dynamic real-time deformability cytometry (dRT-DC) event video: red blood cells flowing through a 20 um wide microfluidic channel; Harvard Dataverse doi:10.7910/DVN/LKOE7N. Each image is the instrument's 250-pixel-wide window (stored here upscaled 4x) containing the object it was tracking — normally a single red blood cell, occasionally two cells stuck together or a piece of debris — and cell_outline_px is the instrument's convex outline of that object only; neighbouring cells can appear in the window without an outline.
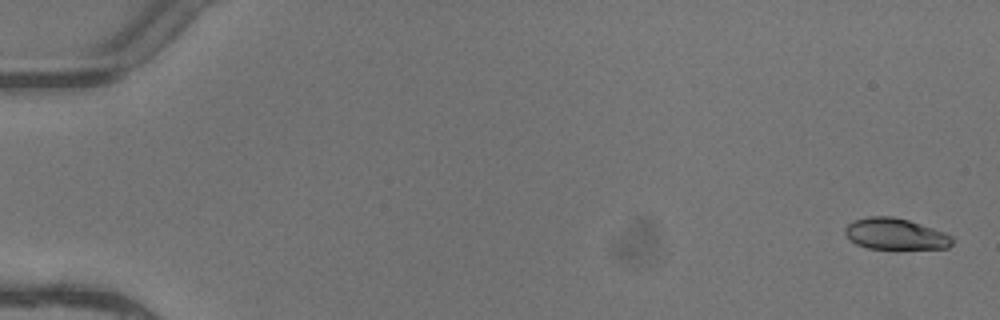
{"species": "common noctule bat (a hibernating species)", "species_latin": "Nyctalus noctula", "temperature_condition": "warm", "stored_images_in_passage": 5, "camera_frame_rate_fps": 3000, "um_per_image_px": 0.085, "animal": {"sex": "female"}, "frame": {"image": 1, "passage_image": 1, "time_ms": 0.0, "image_size_px": [1000, 320], "cell_outline_px": [[952, 244], [948, 248], [868, 248], [856, 244], [844, 232], [844, 228], [852, 220], [868, 216], [892, 216], [908, 220], [944, 232], [952, 236]], "centroid_in_image_um": [76.08, 19.87], "position_along_channel_um": 8.9, "area_um2": 19.31}}
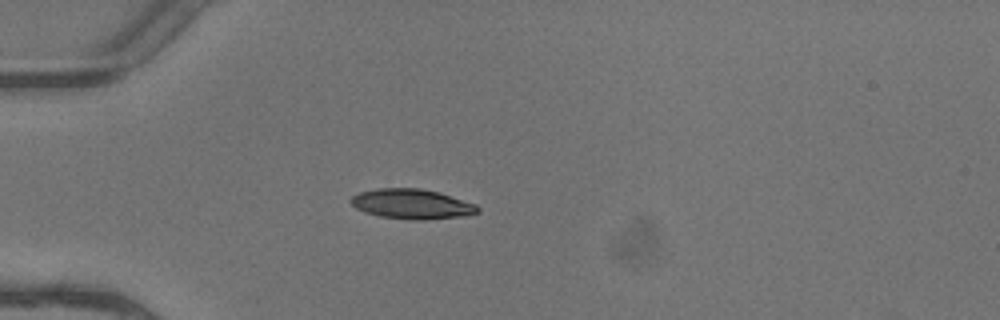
{"frame": {"image": 2, "passage_image": 5, "time_ms": 1.333, "image_size_px": [1000, 320], "cell_outline_px": [[480, 212], [464, 216], [424, 220], [412, 220], [380, 216], [364, 212], [356, 208], [348, 200], [352, 196], [360, 192], [380, 188], [420, 188], [440, 192], [476, 204], [480, 208]], "centroid_in_image_um": [35.03, 17.34], "position_along_channel_um": 50.0, "area_um2": 22.25}}